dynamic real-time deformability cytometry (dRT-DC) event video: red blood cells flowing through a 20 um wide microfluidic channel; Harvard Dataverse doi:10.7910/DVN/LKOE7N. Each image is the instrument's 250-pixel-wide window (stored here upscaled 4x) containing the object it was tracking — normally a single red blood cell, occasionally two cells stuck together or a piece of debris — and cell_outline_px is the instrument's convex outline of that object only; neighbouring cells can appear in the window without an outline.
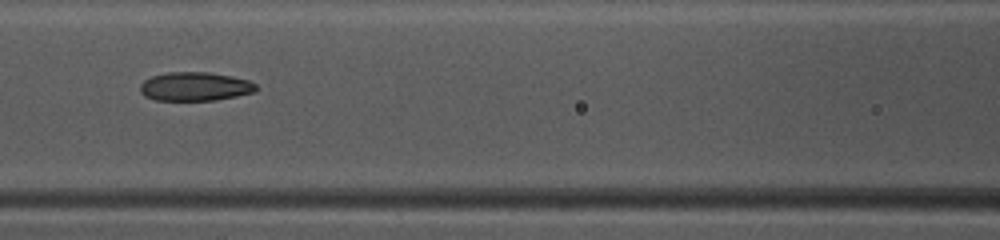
{"species": "common noctule bat (a hibernating species)", "species_latin": "Nyctalus noctula", "temperature_condition": "warm", "stored_images_in_passage": 49, "camera_frame_rate_fps": 3000, "um_per_image_px": 0.085, "animal": {"sex": "female", "body_mass_g": 10.0, "forearm_length_mm": 53.1}, "frame": {"image": 1, "passage_image": 22, "time_ms": 7.0, "image_size_px": [1000, 240], "cell_outline_px": [[256, 88], [252, 92], [236, 96], [216, 100], [156, 100], [144, 96], [140, 92], [140, 84], [144, 80], [152, 76], [168, 72], [208, 72], [232, 76], [248, 80], [256, 84]], "centroid_in_image_um": [16.54, 7.35], "position_along_channel_um": 150.1, "area_um2": 19.36}}
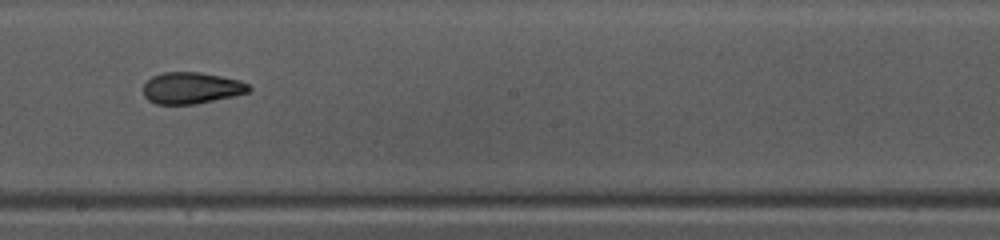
{"frame": {"image": 2, "passage_image": 28, "time_ms": 9.0, "image_size_px": [1000, 240], "cell_outline_px": [[252, 88], [248, 92], [236, 96], [196, 104], [156, 104], [148, 100], [144, 96], [144, 84], [152, 76], [164, 72], [200, 72], [240, 80], [248, 84]], "centroid_in_image_um": [16.29, 7.48], "position_along_channel_um": 231.9, "area_um2": 19.48}, "authors_computed_cell_mechanics": {"area_um2": 21.2126, "velocity_mm_per_s": 4.0997, "shape_relaxation_time_tau1_ms": 8.0041, "shape_relaxation_time_tau2_ms": 2.0201, "deformation_change_tau1": 0.213, "deformation_change_tau2": 0.0972}}